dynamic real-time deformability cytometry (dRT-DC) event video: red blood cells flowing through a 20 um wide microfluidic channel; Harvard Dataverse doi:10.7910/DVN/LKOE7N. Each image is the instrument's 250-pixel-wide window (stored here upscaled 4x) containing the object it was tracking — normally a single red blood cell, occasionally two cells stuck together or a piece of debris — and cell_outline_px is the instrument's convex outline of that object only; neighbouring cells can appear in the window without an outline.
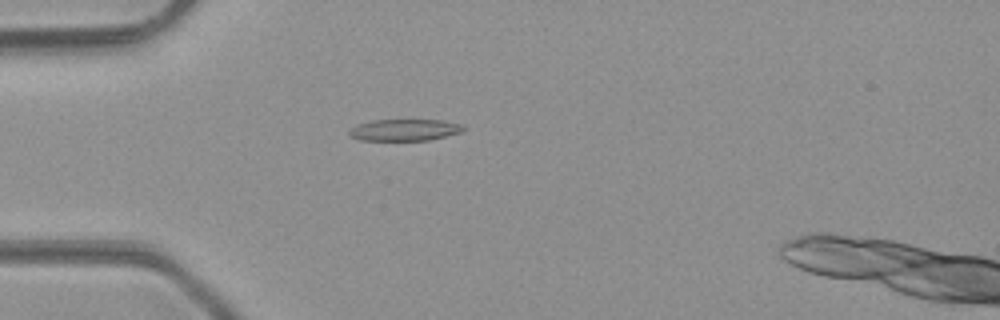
{"species": "common noctule bat (a hibernating species)", "species_latin": "Nyctalus noctula", "temperature_condition": "room temperature", "stored_images_in_passage": 41, "camera_frame_rate_fps": 3000, "um_per_image_px": 0.085, "animal": {"sex": "male", "body_mass_g": 23.1, "forearm_length_mm": 52.7}, "frame": {"image": 1, "passage_image": 7, "time_ms": 2.0, "image_size_px": [1000, 320], "cell_outline_px": [[464, 128], [460, 132], [428, 140], [360, 140], [352, 136], [348, 132], [356, 124], [372, 120], [440, 120], [464, 124]], "centroid_in_image_um": [34.38, 11.03], "position_along_channel_um": 50.6, "area_um2": 14.22}}
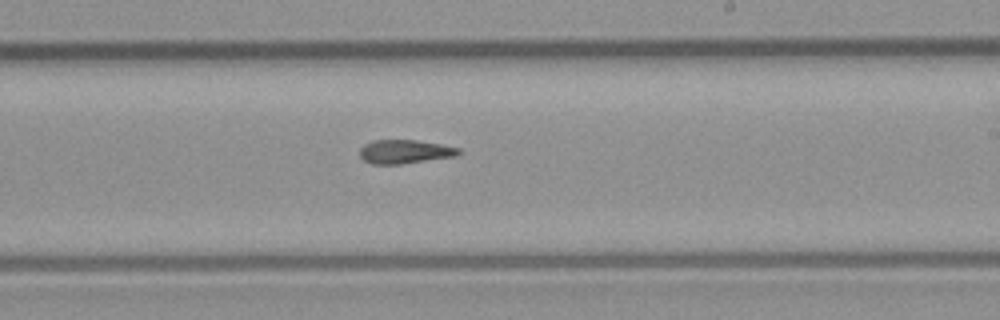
{"frame": {"image": 2, "passage_image": 22, "time_ms": 7.0, "image_size_px": [1000, 320], "cell_outline_px": [[460, 152], [452, 156], [400, 164], [372, 164], [364, 160], [360, 156], [360, 148], [364, 144], [372, 140], [416, 140], [440, 144], [460, 148]], "centroid_in_image_um": [34.34, 12.88], "position_along_channel_um": 254.7, "area_um2": 13.47}}
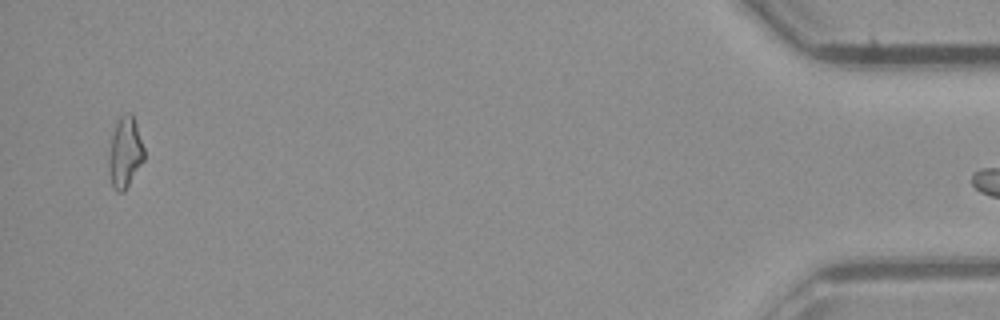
{"frame": {"image": 3, "passage_image": 40, "time_ms": 13.0, "image_size_px": [1000, 320], "cell_outline_px": [[144, 160], [124, 192], [116, 192], [112, 188], [108, 168], [108, 164], [112, 132], [120, 116], [124, 112], [132, 112], [144, 148]], "centroid_in_image_um": [10.62, 12.96], "position_along_channel_um": 424.6, "area_um2": 14.68}}